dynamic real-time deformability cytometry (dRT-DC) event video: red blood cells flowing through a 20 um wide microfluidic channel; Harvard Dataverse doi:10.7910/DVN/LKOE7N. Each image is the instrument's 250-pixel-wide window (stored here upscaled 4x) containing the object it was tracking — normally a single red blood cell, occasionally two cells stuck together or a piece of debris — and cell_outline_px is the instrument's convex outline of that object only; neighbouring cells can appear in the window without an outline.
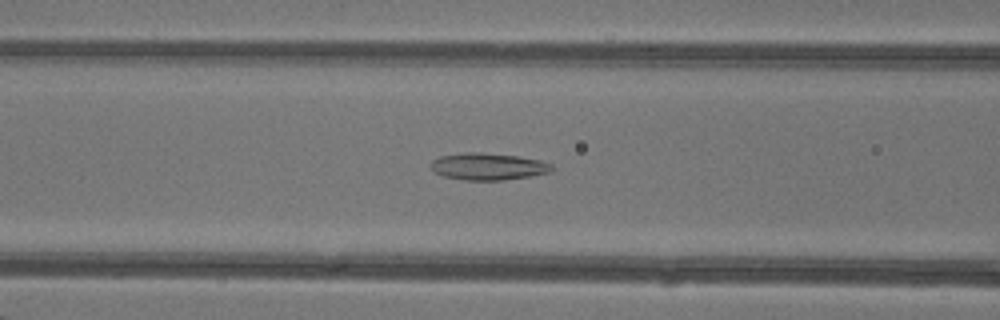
{"species": "common noctule bat (a hibernating species)", "species_latin": "Nyctalus noctula", "temperature_condition": "warm", "stored_images_in_passage": 43, "camera_frame_rate_fps": 3000, "um_per_image_px": 0.085, "animal": {"sex": "female"}, "frame": {"image": 1, "passage_image": 20, "time_ms": 6.333, "image_size_px": [1000, 320], "cell_outline_px": [[552, 172], [532, 176], [504, 180], [464, 180], [444, 176], [436, 172], [428, 164], [432, 160], [440, 156], [464, 152], [480, 152], [516, 156], [540, 160], [552, 164]], "centroid_in_image_um": [41.49, 14.15], "position_along_channel_um": 125.1, "area_um2": 19.07}}
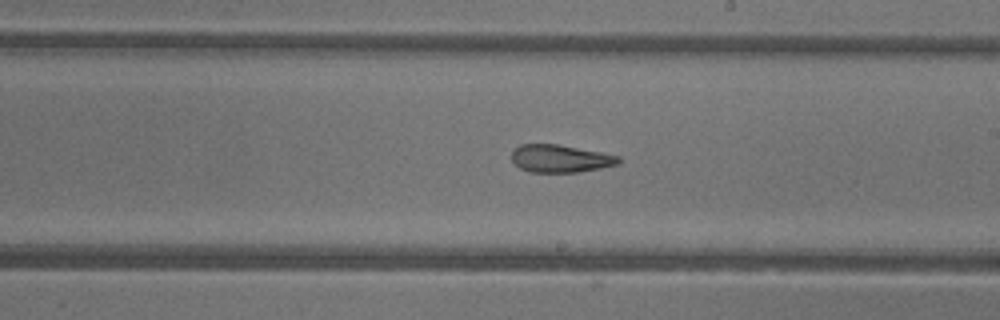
{"frame": {"image": 2, "passage_image": 28, "time_ms": 9.0, "image_size_px": [1000, 320], "cell_outline_px": [[620, 164], [580, 172], [528, 172], [520, 168], [512, 160], [512, 152], [520, 144], [560, 144], [620, 156]], "centroid_in_image_um": [47.64, 13.48], "position_along_channel_um": 241.4, "area_um2": 17.28}}
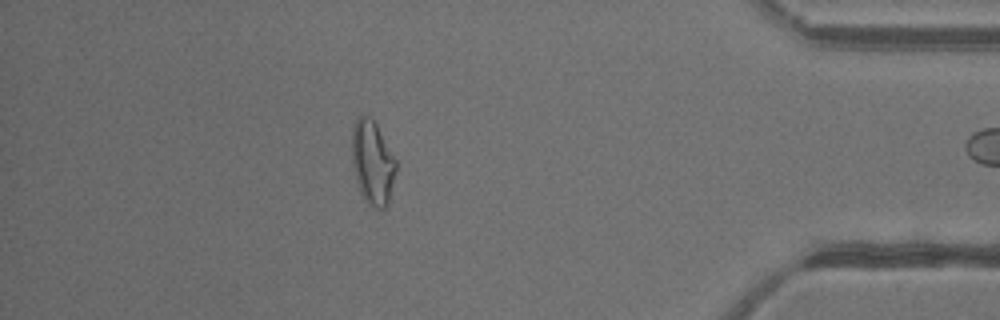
{"frame": {"image": 3, "passage_image": 42, "time_ms": 13.667, "image_size_px": [1000, 320], "cell_outline_px": [[396, 172], [388, 204], [384, 208], [376, 208], [368, 204], [360, 192], [356, 180], [352, 164], [352, 128], [356, 116], [368, 116], [376, 124], [396, 160]], "centroid_in_image_um": [31.65, 13.82], "position_along_channel_um": 403.5, "area_um2": 21.5}}